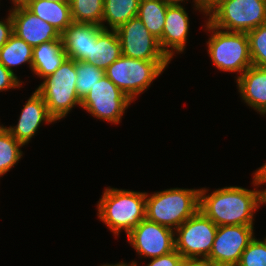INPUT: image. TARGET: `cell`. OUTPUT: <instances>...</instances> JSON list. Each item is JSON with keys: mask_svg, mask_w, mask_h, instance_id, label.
Here are the masks:
<instances>
[{"mask_svg": "<svg viewBox=\"0 0 266 266\" xmlns=\"http://www.w3.org/2000/svg\"><path fill=\"white\" fill-rule=\"evenodd\" d=\"M256 189L228 186L210 194L201 188L199 210L217 226H254V213L260 207V190Z\"/></svg>", "mask_w": 266, "mask_h": 266, "instance_id": "1", "label": "cell"}, {"mask_svg": "<svg viewBox=\"0 0 266 266\" xmlns=\"http://www.w3.org/2000/svg\"><path fill=\"white\" fill-rule=\"evenodd\" d=\"M104 190L97 203V216L115 236L122 230L128 234L145 219L146 192L110 186Z\"/></svg>", "mask_w": 266, "mask_h": 266, "instance_id": "2", "label": "cell"}, {"mask_svg": "<svg viewBox=\"0 0 266 266\" xmlns=\"http://www.w3.org/2000/svg\"><path fill=\"white\" fill-rule=\"evenodd\" d=\"M149 195L145 218L174 231L199 211L200 189L170 188Z\"/></svg>", "mask_w": 266, "mask_h": 266, "instance_id": "3", "label": "cell"}, {"mask_svg": "<svg viewBox=\"0 0 266 266\" xmlns=\"http://www.w3.org/2000/svg\"><path fill=\"white\" fill-rule=\"evenodd\" d=\"M205 22V30L211 33L206 43L207 51L214 66L220 71L233 72L241 76L253 65L247 33L221 30L207 20Z\"/></svg>", "mask_w": 266, "mask_h": 266, "instance_id": "4", "label": "cell"}, {"mask_svg": "<svg viewBox=\"0 0 266 266\" xmlns=\"http://www.w3.org/2000/svg\"><path fill=\"white\" fill-rule=\"evenodd\" d=\"M76 77V61L67 57L61 66L43 78V82L36 88L56 122L66 117L72 108L81 105L76 91Z\"/></svg>", "mask_w": 266, "mask_h": 266, "instance_id": "5", "label": "cell"}, {"mask_svg": "<svg viewBox=\"0 0 266 266\" xmlns=\"http://www.w3.org/2000/svg\"><path fill=\"white\" fill-rule=\"evenodd\" d=\"M171 61H146L121 55L104 71L105 75L132 101L144 93Z\"/></svg>", "mask_w": 266, "mask_h": 266, "instance_id": "6", "label": "cell"}, {"mask_svg": "<svg viewBox=\"0 0 266 266\" xmlns=\"http://www.w3.org/2000/svg\"><path fill=\"white\" fill-rule=\"evenodd\" d=\"M207 16L218 29L247 33L266 24V0H223Z\"/></svg>", "mask_w": 266, "mask_h": 266, "instance_id": "7", "label": "cell"}, {"mask_svg": "<svg viewBox=\"0 0 266 266\" xmlns=\"http://www.w3.org/2000/svg\"><path fill=\"white\" fill-rule=\"evenodd\" d=\"M217 228L199 210L175 230V249L186 261L204 262L212 250Z\"/></svg>", "mask_w": 266, "mask_h": 266, "instance_id": "8", "label": "cell"}, {"mask_svg": "<svg viewBox=\"0 0 266 266\" xmlns=\"http://www.w3.org/2000/svg\"><path fill=\"white\" fill-rule=\"evenodd\" d=\"M132 100L106 75L90 88L81 100L80 107L98 120L118 124Z\"/></svg>", "mask_w": 266, "mask_h": 266, "instance_id": "9", "label": "cell"}, {"mask_svg": "<svg viewBox=\"0 0 266 266\" xmlns=\"http://www.w3.org/2000/svg\"><path fill=\"white\" fill-rule=\"evenodd\" d=\"M254 226H218L209 257L204 261L212 266H237L243 251L254 239Z\"/></svg>", "mask_w": 266, "mask_h": 266, "instance_id": "10", "label": "cell"}, {"mask_svg": "<svg viewBox=\"0 0 266 266\" xmlns=\"http://www.w3.org/2000/svg\"><path fill=\"white\" fill-rule=\"evenodd\" d=\"M116 32L123 56L146 61H171L162 51L159 40L149 32L138 16L124 23Z\"/></svg>", "mask_w": 266, "mask_h": 266, "instance_id": "11", "label": "cell"}, {"mask_svg": "<svg viewBox=\"0 0 266 266\" xmlns=\"http://www.w3.org/2000/svg\"><path fill=\"white\" fill-rule=\"evenodd\" d=\"M127 236L129 244L141 258H157L175 250V231L146 218Z\"/></svg>", "mask_w": 266, "mask_h": 266, "instance_id": "12", "label": "cell"}, {"mask_svg": "<svg viewBox=\"0 0 266 266\" xmlns=\"http://www.w3.org/2000/svg\"><path fill=\"white\" fill-rule=\"evenodd\" d=\"M13 23V34L32 47L54 40H61L59 31L36 16L26 6L9 10Z\"/></svg>", "mask_w": 266, "mask_h": 266, "instance_id": "13", "label": "cell"}, {"mask_svg": "<svg viewBox=\"0 0 266 266\" xmlns=\"http://www.w3.org/2000/svg\"><path fill=\"white\" fill-rule=\"evenodd\" d=\"M189 16L181 3H170L166 10L160 47L172 60L177 53H183L189 34ZM171 48V49H170Z\"/></svg>", "mask_w": 266, "mask_h": 266, "instance_id": "14", "label": "cell"}, {"mask_svg": "<svg viewBox=\"0 0 266 266\" xmlns=\"http://www.w3.org/2000/svg\"><path fill=\"white\" fill-rule=\"evenodd\" d=\"M55 123L49 114L43 97L35 90L21 110L16 126L5 127L23 146L35 136L41 124Z\"/></svg>", "mask_w": 266, "mask_h": 266, "instance_id": "15", "label": "cell"}, {"mask_svg": "<svg viewBox=\"0 0 266 266\" xmlns=\"http://www.w3.org/2000/svg\"><path fill=\"white\" fill-rule=\"evenodd\" d=\"M102 26L85 23H71L62 33L61 40L68 58L85 61L92 58L93 42L103 30Z\"/></svg>", "mask_w": 266, "mask_h": 266, "instance_id": "16", "label": "cell"}, {"mask_svg": "<svg viewBox=\"0 0 266 266\" xmlns=\"http://www.w3.org/2000/svg\"><path fill=\"white\" fill-rule=\"evenodd\" d=\"M242 100L259 114L266 115V67L252 65L235 79Z\"/></svg>", "mask_w": 266, "mask_h": 266, "instance_id": "17", "label": "cell"}, {"mask_svg": "<svg viewBox=\"0 0 266 266\" xmlns=\"http://www.w3.org/2000/svg\"><path fill=\"white\" fill-rule=\"evenodd\" d=\"M67 54L62 40H54L33 47L32 72L43 79L61 66Z\"/></svg>", "mask_w": 266, "mask_h": 266, "instance_id": "18", "label": "cell"}, {"mask_svg": "<svg viewBox=\"0 0 266 266\" xmlns=\"http://www.w3.org/2000/svg\"><path fill=\"white\" fill-rule=\"evenodd\" d=\"M26 7L60 34L73 23L69 1L33 0Z\"/></svg>", "mask_w": 266, "mask_h": 266, "instance_id": "19", "label": "cell"}, {"mask_svg": "<svg viewBox=\"0 0 266 266\" xmlns=\"http://www.w3.org/2000/svg\"><path fill=\"white\" fill-rule=\"evenodd\" d=\"M121 55V43L116 30L103 29L93 42L92 58H87L85 62L105 70Z\"/></svg>", "mask_w": 266, "mask_h": 266, "instance_id": "20", "label": "cell"}, {"mask_svg": "<svg viewBox=\"0 0 266 266\" xmlns=\"http://www.w3.org/2000/svg\"><path fill=\"white\" fill-rule=\"evenodd\" d=\"M140 0H104L102 27L117 30L131 18L137 17ZM105 22L108 25L105 26Z\"/></svg>", "mask_w": 266, "mask_h": 266, "instance_id": "21", "label": "cell"}, {"mask_svg": "<svg viewBox=\"0 0 266 266\" xmlns=\"http://www.w3.org/2000/svg\"><path fill=\"white\" fill-rule=\"evenodd\" d=\"M33 47L23 39L12 34L9 40L0 48V63L14 73V67L29 64L32 71Z\"/></svg>", "mask_w": 266, "mask_h": 266, "instance_id": "22", "label": "cell"}, {"mask_svg": "<svg viewBox=\"0 0 266 266\" xmlns=\"http://www.w3.org/2000/svg\"><path fill=\"white\" fill-rule=\"evenodd\" d=\"M170 2L166 0H140L138 17L158 40L161 39L166 10Z\"/></svg>", "mask_w": 266, "mask_h": 266, "instance_id": "23", "label": "cell"}, {"mask_svg": "<svg viewBox=\"0 0 266 266\" xmlns=\"http://www.w3.org/2000/svg\"><path fill=\"white\" fill-rule=\"evenodd\" d=\"M22 146L4 125L0 128V177L7 174L22 158Z\"/></svg>", "mask_w": 266, "mask_h": 266, "instance_id": "24", "label": "cell"}, {"mask_svg": "<svg viewBox=\"0 0 266 266\" xmlns=\"http://www.w3.org/2000/svg\"><path fill=\"white\" fill-rule=\"evenodd\" d=\"M104 0H69L74 23L102 25Z\"/></svg>", "mask_w": 266, "mask_h": 266, "instance_id": "25", "label": "cell"}, {"mask_svg": "<svg viewBox=\"0 0 266 266\" xmlns=\"http://www.w3.org/2000/svg\"><path fill=\"white\" fill-rule=\"evenodd\" d=\"M76 72V91L81 100L90 91V88L105 75L103 69L85 61H76Z\"/></svg>", "mask_w": 266, "mask_h": 266, "instance_id": "26", "label": "cell"}, {"mask_svg": "<svg viewBox=\"0 0 266 266\" xmlns=\"http://www.w3.org/2000/svg\"><path fill=\"white\" fill-rule=\"evenodd\" d=\"M252 64L266 67V24L247 32Z\"/></svg>", "mask_w": 266, "mask_h": 266, "instance_id": "27", "label": "cell"}, {"mask_svg": "<svg viewBox=\"0 0 266 266\" xmlns=\"http://www.w3.org/2000/svg\"><path fill=\"white\" fill-rule=\"evenodd\" d=\"M237 266H266V243L256 237L243 251Z\"/></svg>", "mask_w": 266, "mask_h": 266, "instance_id": "28", "label": "cell"}, {"mask_svg": "<svg viewBox=\"0 0 266 266\" xmlns=\"http://www.w3.org/2000/svg\"><path fill=\"white\" fill-rule=\"evenodd\" d=\"M186 262L184 257L175 249L168 254L152 258L147 266H184Z\"/></svg>", "mask_w": 266, "mask_h": 266, "instance_id": "29", "label": "cell"}, {"mask_svg": "<svg viewBox=\"0 0 266 266\" xmlns=\"http://www.w3.org/2000/svg\"><path fill=\"white\" fill-rule=\"evenodd\" d=\"M22 83L17 74L12 73L0 63V92L19 88Z\"/></svg>", "mask_w": 266, "mask_h": 266, "instance_id": "30", "label": "cell"}, {"mask_svg": "<svg viewBox=\"0 0 266 266\" xmlns=\"http://www.w3.org/2000/svg\"><path fill=\"white\" fill-rule=\"evenodd\" d=\"M13 34V23L9 12L5 20H0V48L9 40Z\"/></svg>", "mask_w": 266, "mask_h": 266, "instance_id": "31", "label": "cell"}, {"mask_svg": "<svg viewBox=\"0 0 266 266\" xmlns=\"http://www.w3.org/2000/svg\"><path fill=\"white\" fill-rule=\"evenodd\" d=\"M253 185L260 187L266 184V172L260 167L253 175ZM266 204V189L260 190V205Z\"/></svg>", "mask_w": 266, "mask_h": 266, "instance_id": "32", "label": "cell"}, {"mask_svg": "<svg viewBox=\"0 0 266 266\" xmlns=\"http://www.w3.org/2000/svg\"><path fill=\"white\" fill-rule=\"evenodd\" d=\"M223 0H193L195 10L201 11L204 15H207Z\"/></svg>", "mask_w": 266, "mask_h": 266, "instance_id": "33", "label": "cell"}, {"mask_svg": "<svg viewBox=\"0 0 266 266\" xmlns=\"http://www.w3.org/2000/svg\"><path fill=\"white\" fill-rule=\"evenodd\" d=\"M31 1L33 0H12V8L27 6Z\"/></svg>", "mask_w": 266, "mask_h": 266, "instance_id": "34", "label": "cell"}, {"mask_svg": "<svg viewBox=\"0 0 266 266\" xmlns=\"http://www.w3.org/2000/svg\"><path fill=\"white\" fill-rule=\"evenodd\" d=\"M184 266H212L209 263L206 262H200V261H187Z\"/></svg>", "mask_w": 266, "mask_h": 266, "instance_id": "35", "label": "cell"}, {"mask_svg": "<svg viewBox=\"0 0 266 266\" xmlns=\"http://www.w3.org/2000/svg\"><path fill=\"white\" fill-rule=\"evenodd\" d=\"M101 266H137V262L136 261H132V263H126V262H120V263H116V264H104V265H101Z\"/></svg>", "mask_w": 266, "mask_h": 266, "instance_id": "36", "label": "cell"}, {"mask_svg": "<svg viewBox=\"0 0 266 266\" xmlns=\"http://www.w3.org/2000/svg\"><path fill=\"white\" fill-rule=\"evenodd\" d=\"M166 1H168L170 3H181V2H184L185 0H166Z\"/></svg>", "mask_w": 266, "mask_h": 266, "instance_id": "37", "label": "cell"}, {"mask_svg": "<svg viewBox=\"0 0 266 266\" xmlns=\"http://www.w3.org/2000/svg\"><path fill=\"white\" fill-rule=\"evenodd\" d=\"M261 168L266 172V163L262 165Z\"/></svg>", "mask_w": 266, "mask_h": 266, "instance_id": "38", "label": "cell"}, {"mask_svg": "<svg viewBox=\"0 0 266 266\" xmlns=\"http://www.w3.org/2000/svg\"><path fill=\"white\" fill-rule=\"evenodd\" d=\"M48 1H69V0H48Z\"/></svg>", "mask_w": 266, "mask_h": 266, "instance_id": "39", "label": "cell"}]
</instances>
